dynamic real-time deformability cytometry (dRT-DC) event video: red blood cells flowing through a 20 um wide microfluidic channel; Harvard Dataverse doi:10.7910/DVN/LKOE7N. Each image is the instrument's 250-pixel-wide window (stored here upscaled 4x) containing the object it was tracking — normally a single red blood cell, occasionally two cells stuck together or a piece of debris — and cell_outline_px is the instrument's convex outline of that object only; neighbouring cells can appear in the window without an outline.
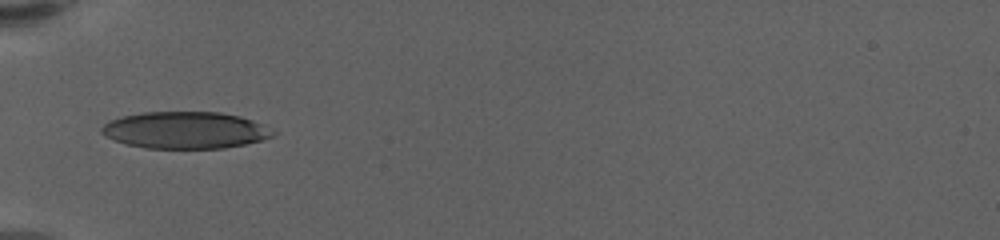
{"species": "human", "species_latin": "Homo sapiens", "temperature_condition": "warm", "stored_images_in_passage": 38, "camera_frame_rate_fps": 3000, "um_per_image_px": 0.085, "donor": {"sex": "female"}, "frame": {"image": 1, "passage_image": 1, "time_ms": 0.0, "image_size_px": [1000, 240], "cell_outline_px": [[276, 136], [244, 144], [224, 148], [144, 148], [112, 140], [100, 132], [100, 128], [108, 120], [124, 116], [144, 112], [220, 112], [240, 116], [264, 124], [276, 132]], "centroid_in_image_um": [15.75, 11.06], "position_along_channel_um": 69.2, "area_um2": 36.93}}
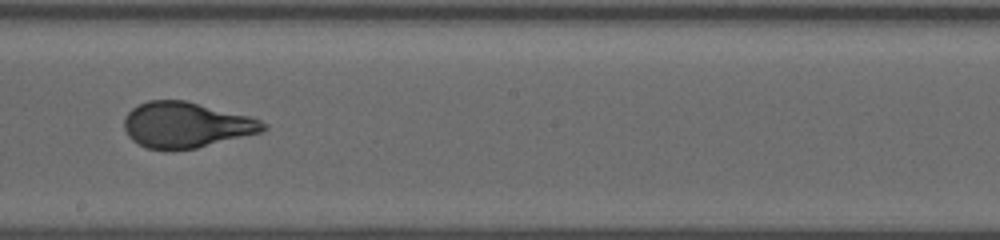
{"frame": {"image": 2, "passage_image": 15, "time_ms": 4.667, "image_size_px": [1000, 240], "cell_outline_px": [[268, 128], [260, 132], [196, 148], [148, 148], [132, 140], [128, 136], [124, 128], [124, 116], [132, 108], [148, 100], [184, 100], [248, 116], [260, 120], [268, 124]], "centroid_in_image_um": [15.8, 10.6], "position_along_channel_um": 232.4, "area_um2": 36.3}}
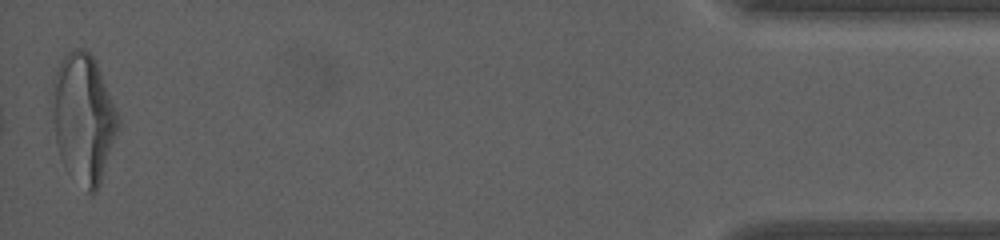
{"frame": {"image": 3, "passage_image": 38, "time_ms": 12.333, "image_size_px": [1000, 240], "cell_outline_px": [[120, 128], [100, 184], [96, 192], [92, 196], [88, 192], [60, 156], [56, 144], [52, 112], [52, 76], [60, 60], [72, 48], [84, 48], [92, 56], [96, 64], [116, 108], [120, 120]], "centroid_in_image_um": [7.1, 10.0], "position_along_channel_um": 428.1, "area_um2": 49.19}, "authors_computed_cell_mechanics": {"area_um2": 37.5122, "velocity_mm_per_s": 3.5711, "shape_relaxation_time_tau1_ms": 4.4003, "shape_relaxation_time_tau2_ms": null, "deformation_change_tau1": 0.2022, "deformation_change_tau2": null}}